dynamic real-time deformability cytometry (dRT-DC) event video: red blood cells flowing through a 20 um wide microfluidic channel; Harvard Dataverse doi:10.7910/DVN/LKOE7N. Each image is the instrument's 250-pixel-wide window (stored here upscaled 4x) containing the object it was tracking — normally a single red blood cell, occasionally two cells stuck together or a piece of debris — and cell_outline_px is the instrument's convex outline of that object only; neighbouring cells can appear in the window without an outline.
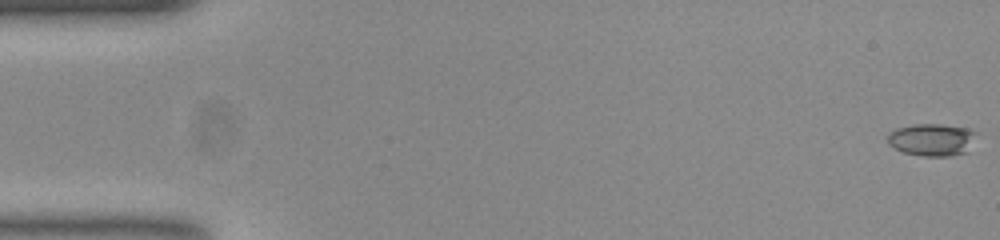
{"species": "common noctule bat (a hibernating species)", "species_latin": "Nyctalus noctula", "temperature_condition": "room temperature", "stored_images_in_passage": 13, "camera_frame_rate_fps": 3000, "um_per_image_px": 0.085, "animal": {"sex": "female", "body_mass_g": 23.0, "forearm_length_mm": 53.4}, "frame": {"image": 1, "passage_image": 1, "time_ms": 0.0, "image_size_px": [1000, 240], "cell_outline_px": [[976, 132], [968, 152], [948, 156], [924, 156], [904, 152], [888, 144], [888, 132], [896, 128], [912, 124], [940, 124], [972, 128]], "centroid_in_image_um": [79.22, 11.86], "position_along_channel_um": 5.8, "area_um2": 16.82}}